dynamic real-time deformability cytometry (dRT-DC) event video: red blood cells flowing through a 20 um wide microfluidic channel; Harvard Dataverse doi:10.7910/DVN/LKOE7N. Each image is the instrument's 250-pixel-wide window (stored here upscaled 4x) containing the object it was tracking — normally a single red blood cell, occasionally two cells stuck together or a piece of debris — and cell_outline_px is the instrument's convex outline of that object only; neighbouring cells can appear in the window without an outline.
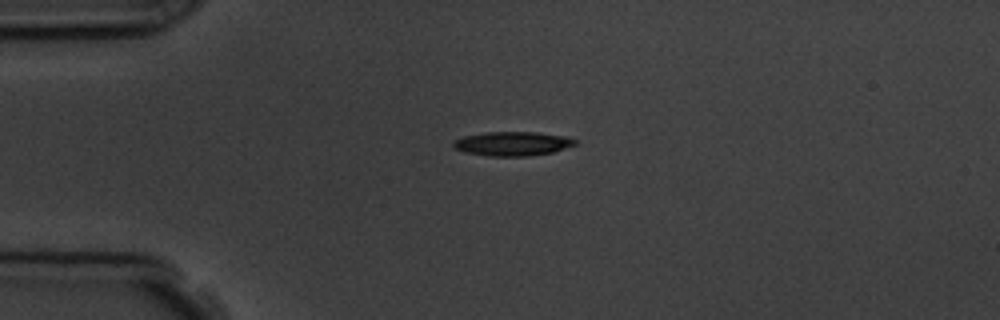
{"species": "common noctule bat (a hibernating species)", "species_latin": "Nyctalus noctula", "temperature_condition": "room temperature", "stored_images_in_passage": 4, "camera_frame_rate_fps": 3000, "um_per_image_px": 0.085, "animal": {"sex": "male", "body_mass_g": 19.5, "forearm_length_mm": 54.6}, "frame": {"image": 1, "passage_image": 1, "time_ms": 0.0, "image_size_px": [1000, 320], "cell_outline_px": [[576, 144], [552, 152], [528, 156], [488, 156], [464, 152], [456, 148], [452, 144], [452, 140], [464, 136], [484, 132], [536, 132], [568, 136], [576, 140]], "centroid_in_image_um": [43.54, 12.2], "position_along_channel_um": 41.5, "area_um2": 17.17}}